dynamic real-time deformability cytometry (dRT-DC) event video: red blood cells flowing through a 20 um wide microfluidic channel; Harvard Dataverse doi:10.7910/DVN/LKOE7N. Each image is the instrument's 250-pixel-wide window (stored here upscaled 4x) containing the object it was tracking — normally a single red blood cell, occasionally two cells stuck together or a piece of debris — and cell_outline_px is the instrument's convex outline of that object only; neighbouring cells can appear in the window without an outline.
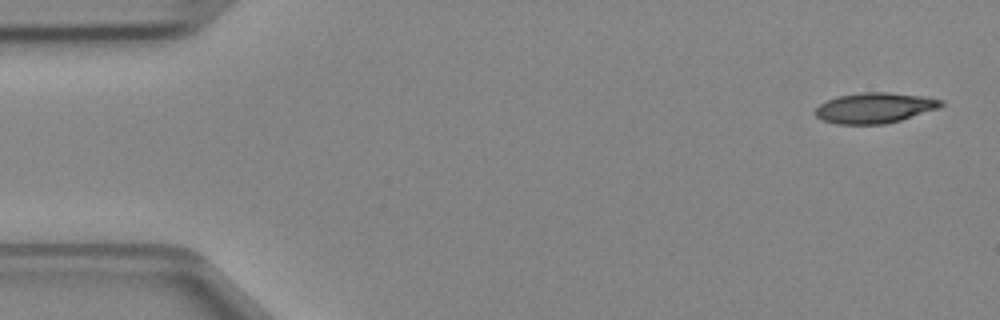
{"species": "Egyptian fruit bat (a non-hibernating species)", "species_latin": "Rousettus aegyptiacus", "temperature_condition": "cold", "stored_images_in_passage": 4, "camera_frame_rate_fps": 3000, "um_per_image_px": 0.085, "animal": {"sex": "female"}, "frame": {"image": 1, "passage_image": 1, "time_ms": 0.0, "image_size_px": [1000, 320], "cell_outline_px": [[944, 104], [940, 108], [900, 120], [884, 124], [836, 124], [824, 120], [816, 116], [812, 112], [820, 104], [828, 100], [840, 96], [864, 92], [888, 92], [924, 96], [944, 100]], "centroid_in_image_um": [74.37, 9.17], "position_along_channel_um": 10.6, "area_um2": 22.31}}
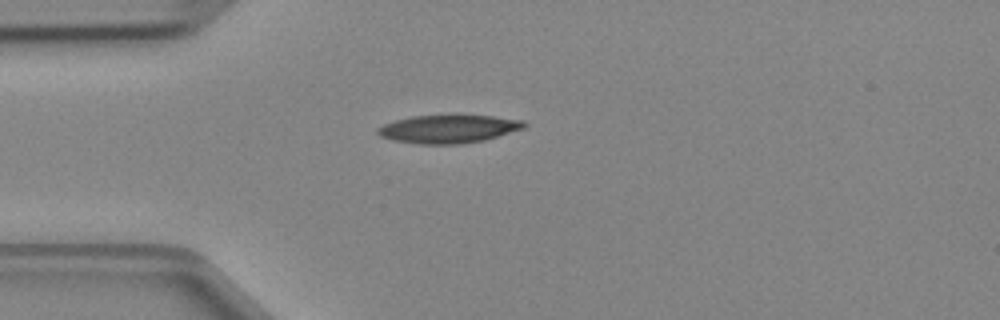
{"frame": {"image": 2, "passage_image": 4, "time_ms": 1.0, "image_size_px": [1000, 320], "cell_outline_px": [[528, 124], [524, 128], [484, 140], [460, 144], [420, 144], [392, 140], [380, 136], [376, 132], [376, 128], [384, 124], [396, 120], [412, 116], [492, 116], [524, 120]], "centroid_in_image_um": [38.11, 10.97], "position_along_channel_um": 46.9, "area_um2": 23.81}}